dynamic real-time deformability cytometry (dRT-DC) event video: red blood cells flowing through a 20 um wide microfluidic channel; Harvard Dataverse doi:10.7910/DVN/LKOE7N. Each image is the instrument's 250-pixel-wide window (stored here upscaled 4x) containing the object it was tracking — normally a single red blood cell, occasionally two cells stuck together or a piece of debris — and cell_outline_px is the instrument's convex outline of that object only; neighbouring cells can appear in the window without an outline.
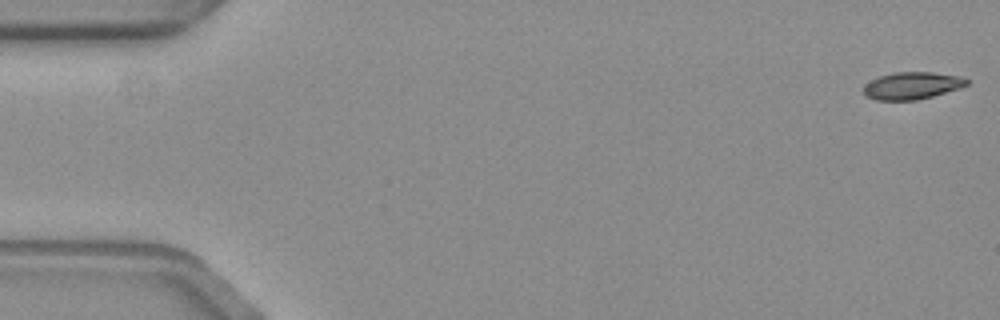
{"species": "common noctule bat (a hibernating species)", "species_latin": "Nyctalus noctula", "temperature_condition": "warm", "stored_images_in_passage": 58, "camera_frame_rate_fps": 3000, "um_per_image_px": 0.085, "animal": {"sex": "female", "body_mass_g": 19.3, "forearm_length_mm": 54.1}, "frame": {"image": 1, "passage_image": 1, "time_ms": 0.0, "image_size_px": [1000, 320], "cell_outline_px": [[968, 84], [932, 96], [916, 100], [876, 100], [868, 96], [864, 92], [864, 84], [880, 76], [896, 72], [932, 72], [960, 76], [968, 80]], "centroid_in_image_um": [77.5, 7.27], "position_along_channel_um": 7.5, "area_um2": 16.01}}
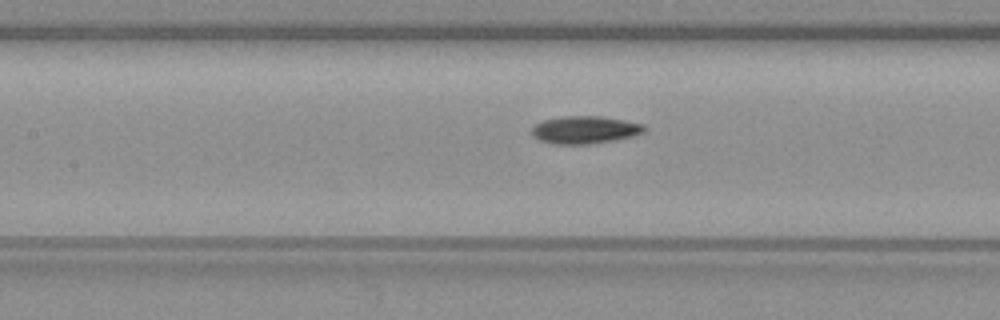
{"frame": {"image": 2, "passage_image": 26, "time_ms": 8.333, "image_size_px": [1000, 320], "cell_outline_px": [[648, 128], [644, 132], [632, 136], [616, 140], [592, 144], [552, 144], [540, 140], [532, 132], [532, 128], [536, 124], [544, 120], [564, 116], [600, 116], [624, 120], [644, 124]], "centroid_in_image_um": [49.77, 11.04], "position_along_channel_um": 157.6, "area_um2": 18.09}}
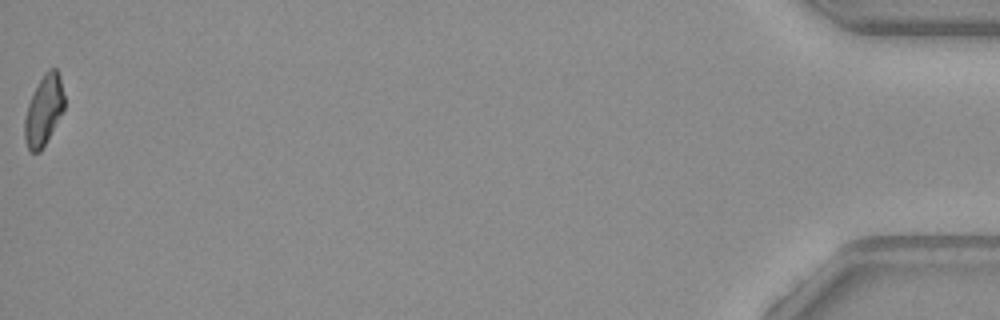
{"frame": {"image": 3, "passage_image": 58, "time_ms": 19.0, "image_size_px": [1000, 320], "cell_outline_px": [[64, 108], [60, 116], [40, 152], [32, 152], [28, 148], [24, 140], [24, 120], [28, 104], [44, 72], [48, 68], [56, 68], [60, 76], [64, 96]], "centroid_in_image_um": [3.71, 9.37], "position_along_channel_um": 431.5, "area_um2": 15.95}, "authors_computed_cell_mechanics": {"area_um2": 17.1088, "velocity_mm_per_s": 3.5655, "shape_relaxation_time_tau1_ms": 6.5789, "shape_relaxation_time_tau2_ms": 6.7525, "deformation_change_tau1": 0.1795, "deformation_change_tau2": 0.1081}}